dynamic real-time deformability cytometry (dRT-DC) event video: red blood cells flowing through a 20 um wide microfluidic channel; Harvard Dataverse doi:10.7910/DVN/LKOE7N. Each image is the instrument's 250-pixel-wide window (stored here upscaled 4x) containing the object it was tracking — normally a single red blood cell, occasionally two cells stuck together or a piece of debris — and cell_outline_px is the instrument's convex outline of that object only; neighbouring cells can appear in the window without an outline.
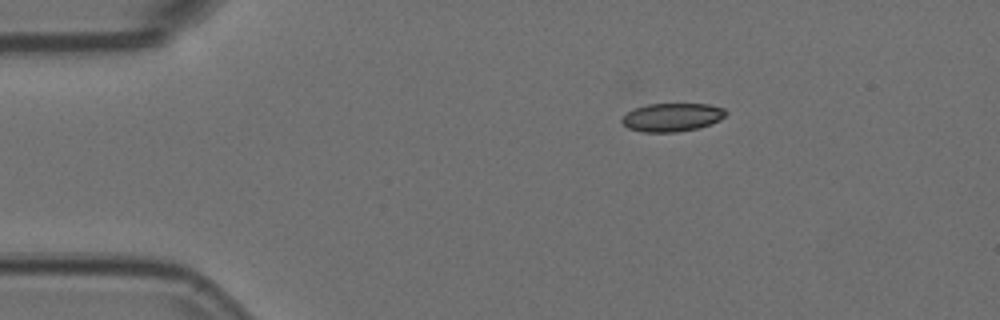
{"species": "Egyptian fruit bat (a non-hibernating species)", "species_latin": "Rousettus aegyptiacus", "temperature_condition": "room temperature", "stored_images_in_passage": 4, "camera_frame_rate_fps": 3000, "um_per_image_px": 0.085, "animal": {"sex": "female"}, "frame": {"image": 1, "passage_image": 1, "time_ms": 0.0, "image_size_px": [1000, 320], "cell_outline_px": [[728, 112], [720, 120], [712, 124], [700, 128], [676, 132], [640, 132], [628, 128], [620, 120], [628, 112], [636, 108], [648, 104], [708, 104], [724, 108]], "centroid_in_image_um": [57.16, 9.98], "position_along_channel_um": 27.8, "area_um2": 17.22}}
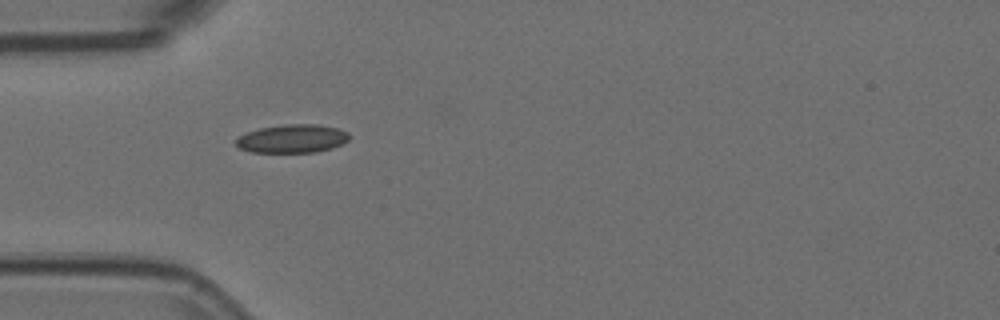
{"frame": {"image": 2, "passage_image": 3, "time_ms": 0.667, "image_size_px": [1000, 320], "cell_outline_px": [[348, 140], [332, 148], [316, 152], [252, 152], [240, 148], [236, 144], [236, 140], [240, 136], [248, 132], [260, 128], [288, 124], [316, 124], [336, 128], [348, 132]], "centroid_in_image_um": [24.85, 11.79], "position_along_channel_um": 60.2, "area_um2": 18.44}}
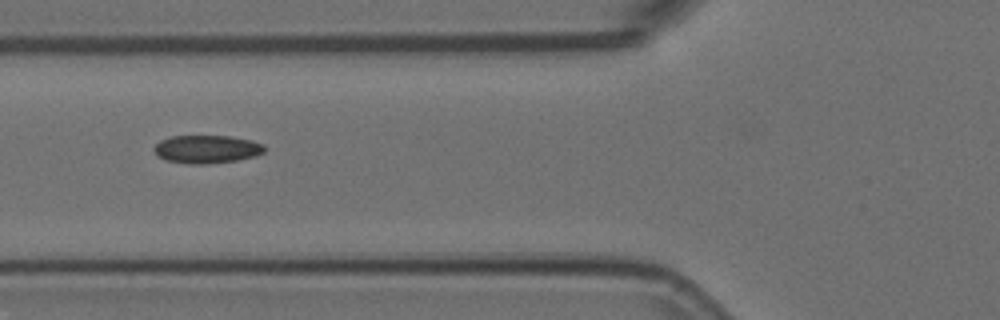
{"frame": {"image": 3, "passage_image": 4, "time_ms": 1.0, "image_size_px": [1000, 320], "cell_outline_px": [[264, 152], [256, 156], [236, 160], [204, 164], [192, 164], [168, 160], [156, 156], [152, 148], [160, 140], [172, 136], [228, 136], [252, 140], [264, 144]], "centroid_in_image_um": [17.56, 12.67], "position_along_channel_um": 108.2, "area_um2": 18.03}}